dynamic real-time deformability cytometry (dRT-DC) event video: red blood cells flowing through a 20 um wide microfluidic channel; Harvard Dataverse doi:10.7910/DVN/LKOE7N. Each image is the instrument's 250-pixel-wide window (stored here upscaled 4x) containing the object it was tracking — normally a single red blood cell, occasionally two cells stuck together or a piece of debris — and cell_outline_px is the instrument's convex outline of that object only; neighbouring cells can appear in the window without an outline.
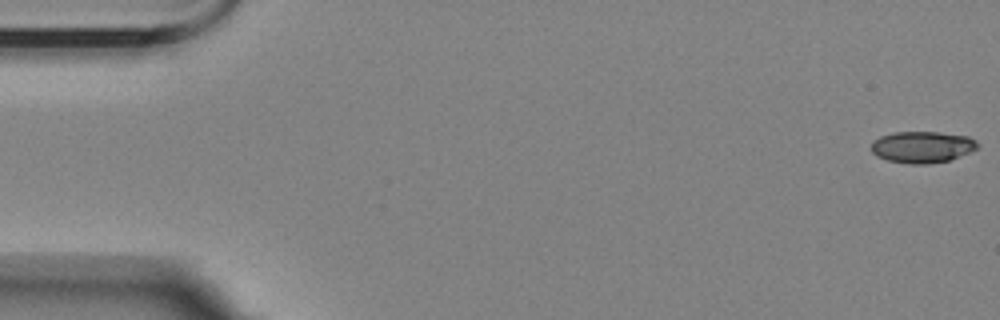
{"species": "Egyptian fruit bat (a non-hibernating species)", "species_latin": "Rousettus aegyptiacus", "temperature_condition": "room temperature", "stored_images_in_passage": 7, "camera_frame_rate_fps": 3000, "um_per_image_px": 0.085, "animal": {"sex": "female"}, "frame": {"image": 1, "passage_image": 1, "time_ms": 0.0, "image_size_px": [1000, 320], "cell_outline_px": [[980, 144], [976, 148], [968, 152], [948, 160], [928, 164], [908, 164], [888, 160], [876, 156], [872, 152], [872, 140], [880, 136], [896, 132], [940, 132], [968, 136], [976, 140]], "centroid_in_image_um": [78.37, 12.49], "position_along_channel_um": 6.6, "area_um2": 19.48}}
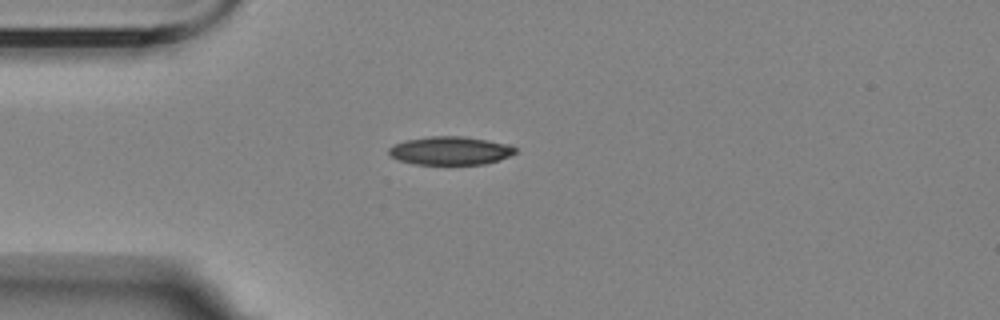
{"frame": {"image": 2, "passage_image": 5, "time_ms": 4.667, "image_size_px": [1000, 320], "cell_outline_px": [[516, 152], [508, 156], [484, 164], [416, 164], [400, 160], [392, 156], [388, 152], [388, 148], [396, 144], [408, 140], [432, 136], [464, 136], [508, 144], [516, 148]], "centroid_in_image_um": [38.28, 12.8], "position_along_channel_um": 46.7, "area_um2": 20.46}}
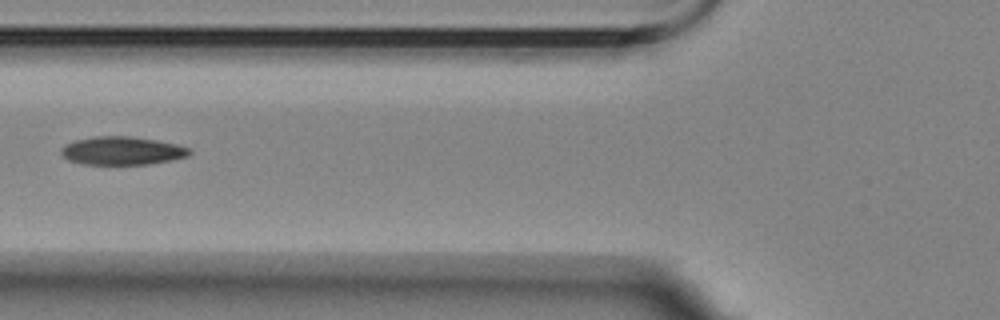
{"frame": {"image": 3, "passage_image": 7, "time_ms": 7.0, "image_size_px": [1000, 320], "cell_outline_px": [[192, 152], [188, 156], [172, 160], [148, 164], [84, 164], [68, 160], [60, 152], [64, 144], [76, 140], [96, 136], [128, 136], [156, 140], [176, 144], [188, 148]], "centroid_in_image_um": [10.37, 12.81], "position_along_channel_um": 115.4, "area_um2": 20.98}}